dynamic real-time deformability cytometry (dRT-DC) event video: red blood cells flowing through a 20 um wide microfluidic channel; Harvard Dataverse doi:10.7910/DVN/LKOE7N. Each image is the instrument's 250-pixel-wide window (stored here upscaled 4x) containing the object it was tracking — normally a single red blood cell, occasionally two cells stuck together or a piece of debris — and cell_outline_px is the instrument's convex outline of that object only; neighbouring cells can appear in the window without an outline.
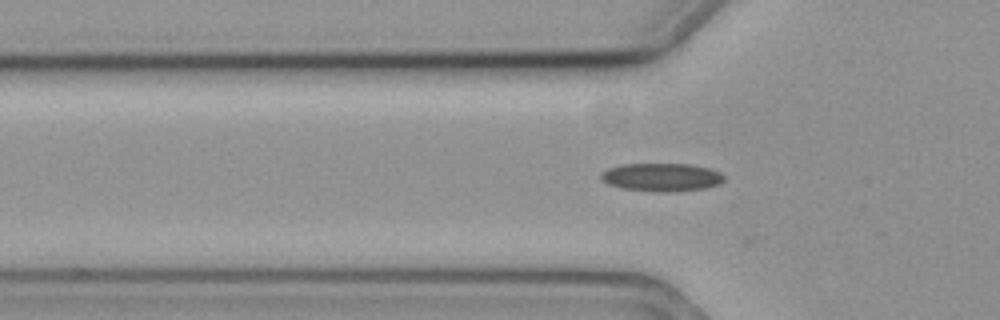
{"species": "common noctule bat (a hibernating species)", "species_latin": "Nyctalus noctula", "temperature_condition": "cold", "stored_images_in_passage": 42, "camera_frame_rate_fps": 3000, "um_per_image_px": 0.085, "animal": {"sex": "female", "body_mass_g": 19.3, "forearm_length_mm": 54.1}, "frame": {"image": 1, "passage_image": 13, "time_ms": 4.0, "image_size_px": [1000, 320], "cell_outline_px": [[724, 180], [720, 184], [704, 188], [668, 192], [656, 192], [620, 188], [608, 184], [600, 180], [600, 172], [608, 168], [620, 164], [688, 164], [708, 168], [720, 172], [724, 176]], "centroid_in_image_um": [56.18, 15.06], "position_along_channel_um": 69.6, "area_um2": 20.35}}
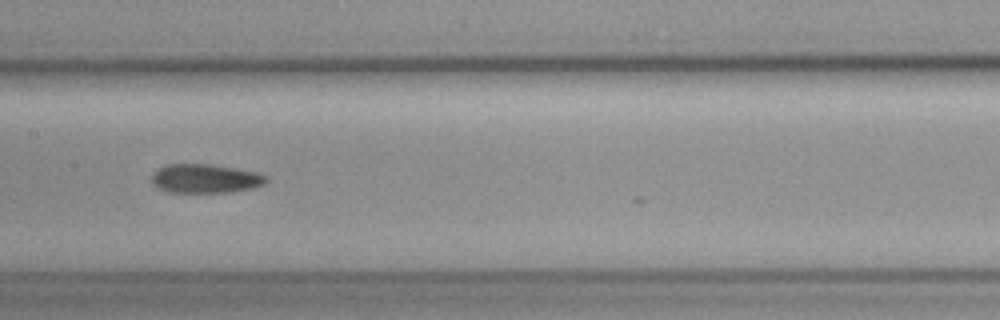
{"frame": {"image": 2, "passage_image": 23, "time_ms": 7.333, "image_size_px": [1000, 320], "cell_outline_px": [[268, 180], [264, 184], [252, 188], [232, 192], [168, 192], [156, 188], [148, 180], [152, 172], [168, 164], [208, 164], [256, 172], [268, 176]], "centroid_in_image_um": [17.39, 15.19], "position_along_channel_um": 190.0, "area_um2": 19.48}}
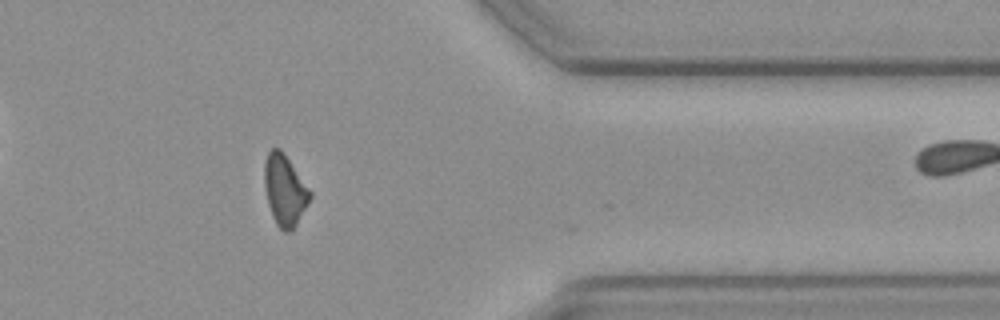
{"frame": {"image": 3, "passage_image": 41, "time_ms": 13.333, "image_size_px": [1000, 320], "cell_outline_px": [[312, 196], [308, 204], [292, 232], [284, 232], [276, 224], [272, 216], [268, 204], [264, 188], [264, 164], [268, 152], [272, 148], [280, 148], [284, 152], [312, 192]], "centroid_in_image_um": [24.2, 16.17], "position_along_channel_um": 387.2, "area_um2": 19.07}, "authors_computed_cell_mechanics": {"area_um2": 19.3919, "velocity_mm_per_s": 3.6067, "shape_relaxation_time_tau1_ms": 5.9414, "shape_relaxation_time_tau2_ms": 7.1147, "deformation_change_tau1": 0.1365, "deformation_change_tau2": 0.1638}}